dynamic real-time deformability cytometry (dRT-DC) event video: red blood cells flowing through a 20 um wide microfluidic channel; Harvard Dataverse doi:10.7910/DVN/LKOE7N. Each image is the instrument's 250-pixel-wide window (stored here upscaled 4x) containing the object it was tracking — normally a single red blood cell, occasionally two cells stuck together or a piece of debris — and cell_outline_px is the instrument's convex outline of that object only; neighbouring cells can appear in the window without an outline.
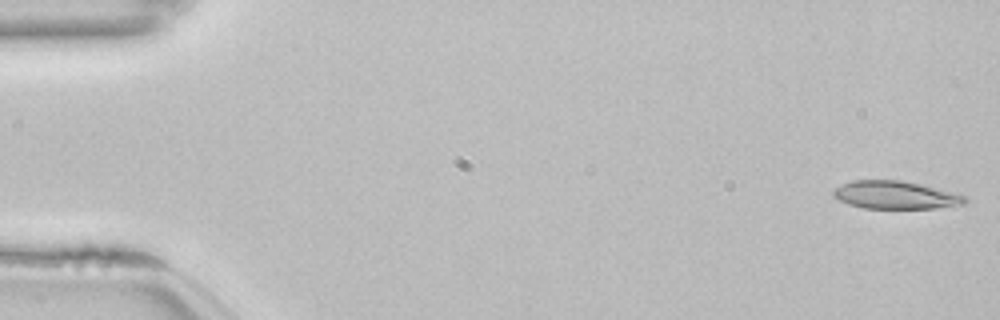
{"species": "common noctule bat (a hibernating species)", "species_latin": "Nyctalus noctula", "temperature_condition": "room temperature", "stored_images_in_passage": 53, "camera_frame_rate_fps": 3000, "um_per_image_px": 0.085, "animal": {"sex": "female", "body_mass_g": 22.7, "forearm_length_mm": 54.2}, "frame": {"image": 1, "passage_image": 1, "time_ms": 0.0, "image_size_px": [1000, 320], "cell_outline_px": [[968, 200], [964, 204], [936, 208], [864, 208], [848, 204], [832, 196], [832, 192], [836, 188], [852, 180], [904, 180], [960, 192]], "centroid_in_image_um": [76.19, 16.56], "position_along_channel_um": 8.8, "area_um2": 21.68}}
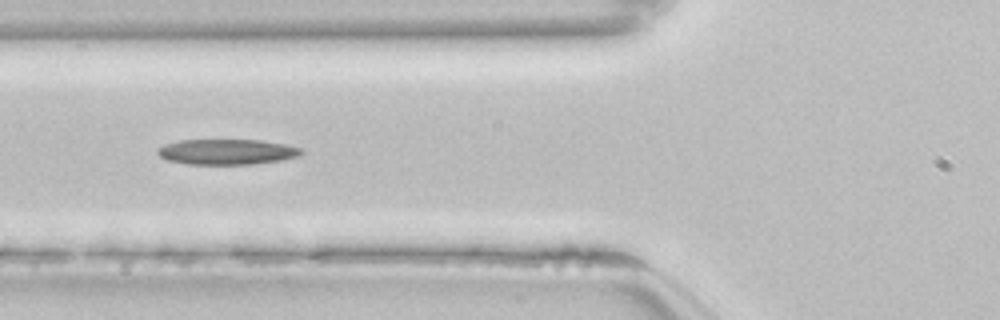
{"frame": {"image": 2, "passage_image": 20, "time_ms": 6.333, "image_size_px": [1000, 320], "cell_outline_px": [[304, 152], [300, 156], [280, 160], [252, 164], [188, 164], [168, 160], [160, 156], [156, 152], [156, 148], [164, 144], [180, 140], [260, 140], [284, 144], [300, 148]], "centroid_in_image_um": [19.26, 12.9], "position_along_channel_um": 106.5, "area_um2": 21.27}}
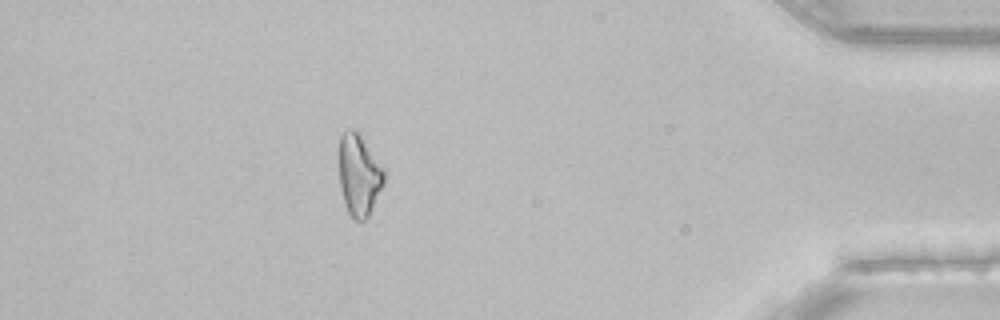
{"frame": {"image": 3, "passage_image": 47, "time_ms": 15.333, "image_size_px": [1000, 320], "cell_outline_px": [[384, 184], [368, 216], [364, 220], [352, 220], [344, 204], [340, 188], [340, 136], [344, 132], [352, 128], [360, 136], [384, 168]], "centroid_in_image_um": [30.52, 14.93], "position_along_channel_um": 404.7, "area_um2": 21.04}}